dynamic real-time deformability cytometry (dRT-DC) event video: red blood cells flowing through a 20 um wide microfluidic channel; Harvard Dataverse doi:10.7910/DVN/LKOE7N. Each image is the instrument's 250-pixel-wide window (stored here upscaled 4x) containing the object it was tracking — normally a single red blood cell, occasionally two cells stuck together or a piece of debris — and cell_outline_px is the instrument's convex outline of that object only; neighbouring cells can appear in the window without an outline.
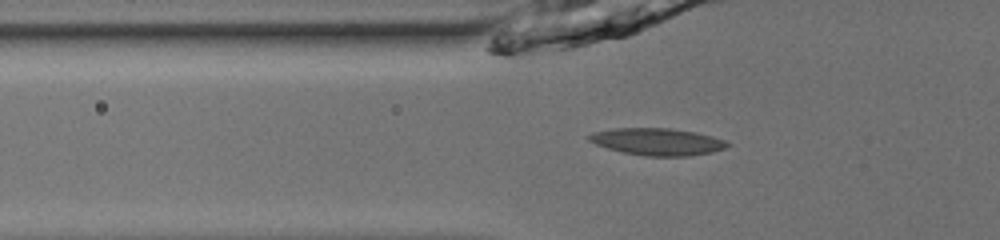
{"species": "common noctule bat (a hibernating species)", "species_latin": "Nyctalus noctula", "temperature_condition": "room temperature", "stored_images_in_passage": 36, "camera_frame_rate_fps": 3000, "um_per_image_px": 0.085, "animal": {"sex": "male", "body_mass_g": 13.0, "forearm_length_mm": 53.1}, "frame": {"image": 1, "passage_image": 3, "time_ms": 0.667, "image_size_px": [1000, 240], "cell_outline_px": [[732, 144], [724, 148], [712, 152], [688, 156], [644, 156], [624, 152], [608, 148], [596, 144], [588, 140], [588, 136], [592, 132], [616, 128], [672, 128], [696, 132], [712, 136], [724, 140]], "centroid_in_image_um": [55.89, 12.04], "position_along_channel_um": 69.9, "area_um2": 21.79}}
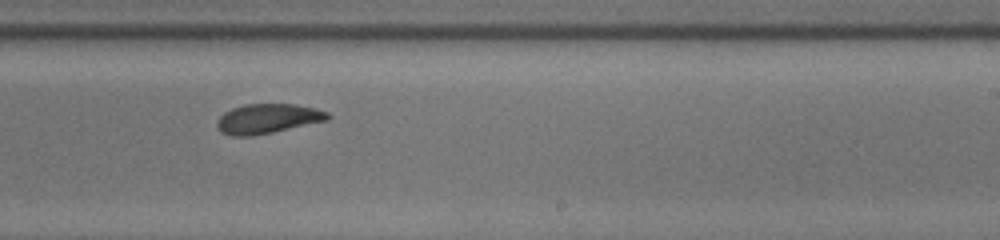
{"frame": {"image": 2, "passage_image": 18, "time_ms": 5.667, "image_size_px": [1000, 240], "cell_outline_px": [[332, 116], [328, 120], [272, 132], [252, 136], [232, 136], [220, 132], [216, 124], [220, 116], [224, 112], [232, 108], [244, 104], [292, 104], [316, 108], [328, 112]], "centroid_in_image_um": [22.75, 10.08], "position_along_channel_um": 266.3, "area_um2": 19.13}}
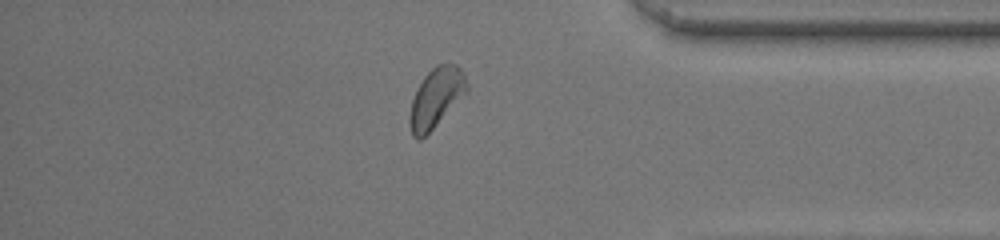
{"frame": {"image": 3, "passage_image": 29, "time_ms": 9.333, "image_size_px": [1000, 240], "cell_outline_px": [[468, 92], [420, 140], [416, 140], [412, 136], [408, 124], [408, 116], [412, 100], [416, 88], [424, 76], [436, 64], [448, 60], [456, 64], [464, 72], [468, 84]], "centroid_in_image_um": [37.06, 8.26], "position_along_channel_um": 398.1, "area_um2": 20.23}}